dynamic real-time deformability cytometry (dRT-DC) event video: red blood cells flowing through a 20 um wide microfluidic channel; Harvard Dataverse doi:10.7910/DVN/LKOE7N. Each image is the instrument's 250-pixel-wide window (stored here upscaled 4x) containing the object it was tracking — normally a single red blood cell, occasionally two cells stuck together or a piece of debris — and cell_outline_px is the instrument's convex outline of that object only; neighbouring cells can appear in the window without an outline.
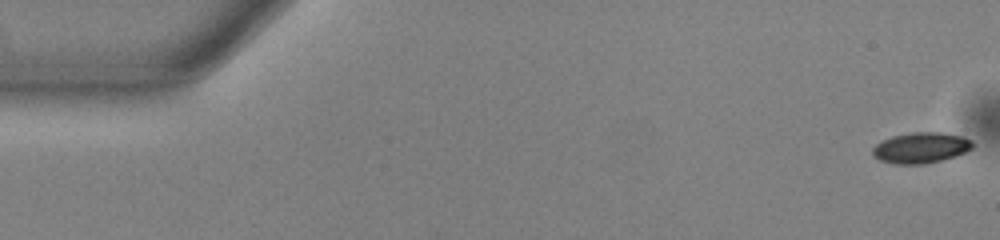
{"species": "common noctule bat (a hibernating species)", "species_latin": "Nyctalus noctula", "temperature_condition": "warm", "stored_images_in_passage": 53, "camera_frame_rate_fps": 3000, "um_per_image_px": 0.085, "animal": {"sex": "male", "body_mass_g": 13.0, "forearm_length_mm": 53.1}, "frame": {"image": 1, "passage_image": 1, "time_ms": 0.0, "image_size_px": [1000, 240], "cell_outline_px": [[972, 148], [964, 152], [944, 160], [924, 164], [892, 164], [880, 160], [872, 156], [872, 148], [876, 144], [892, 136], [912, 132], [940, 132], [964, 136], [972, 140]], "centroid_in_image_um": [78.26, 12.56], "position_along_channel_um": 6.7, "area_um2": 18.03}}
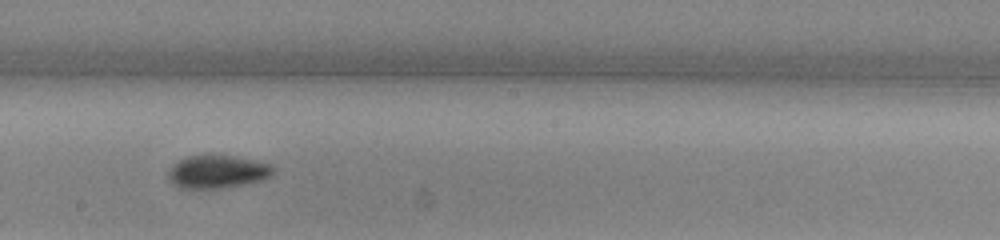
{"frame": {"image": 2, "passage_image": 30, "time_ms": 9.667, "image_size_px": [1000, 240], "cell_outline_px": [[276, 172], [264, 180], [224, 188], [180, 188], [172, 184], [168, 180], [168, 172], [180, 160], [188, 156], [232, 156], [256, 160], [272, 164], [276, 168]], "centroid_in_image_um": [18.55, 14.61], "position_along_channel_um": 229.6, "area_um2": 20.17}}
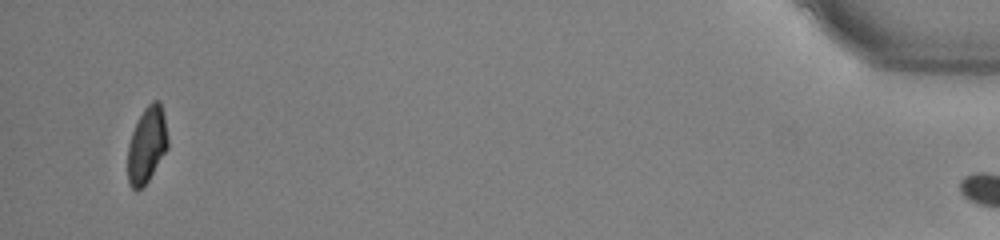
{"frame": {"image": 3, "passage_image": 52, "time_ms": 17.0, "image_size_px": [1000, 240], "cell_outline_px": [[168, 148], [144, 188], [136, 192], [128, 184], [128, 144], [132, 132], [144, 108], [152, 100], [160, 100], [164, 112], [168, 140]], "centroid_in_image_um": [12.49, 12.34], "position_along_channel_um": 422.7, "area_um2": 18.09}}